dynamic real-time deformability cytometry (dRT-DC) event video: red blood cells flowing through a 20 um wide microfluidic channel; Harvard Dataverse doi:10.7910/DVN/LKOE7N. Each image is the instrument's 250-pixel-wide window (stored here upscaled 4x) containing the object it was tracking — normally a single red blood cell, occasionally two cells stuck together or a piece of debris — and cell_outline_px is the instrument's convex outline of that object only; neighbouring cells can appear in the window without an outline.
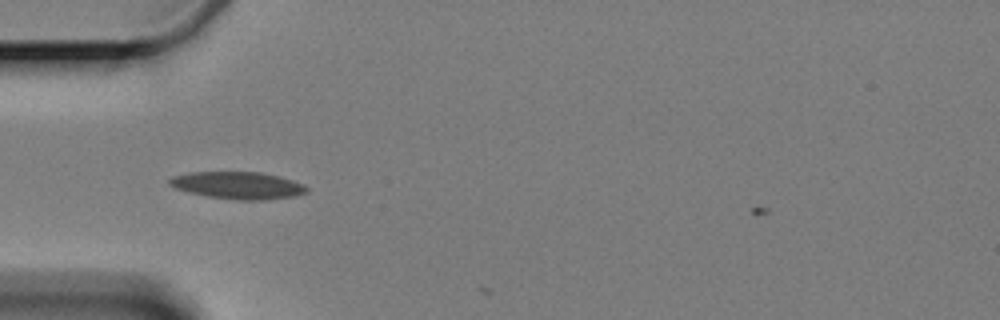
{"species": "Egyptian fruit bat (a non-hibernating species)", "species_latin": "Rousettus aegyptiacus", "temperature_condition": "cold", "stored_images_in_passage": 6, "camera_frame_rate_fps": 3000, "um_per_image_px": 0.085, "animal": {"sex": "female"}, "frame": {"image": 1, "passage_image": 2, "time_ms": 1.0, "image_size_px": [1000, 320], "cell_outline_px": [[308, 192], [296, 196], [268, 200], [236, 200], [208, 196], [188, 192], [172, 188], [168, 184], [168, 180], [172, 176], [188, 172], [260, 172], [280, 176], [304, 184], [308, 188]], "centroid_in_image_um": [20.22, 15.76], "position_along_channel_um": 64.8, "area_um2": 22.08}}
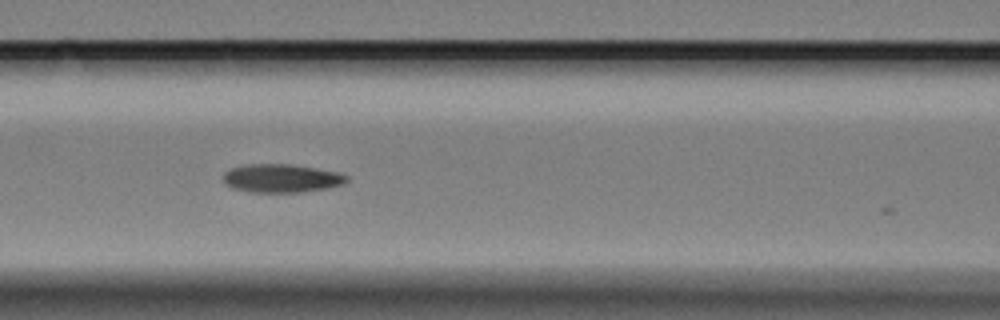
{"frame": {"image": 2, "passage_image": 4, "time_ms": 3.333, "image_size_px": [1000, 320], "cell_outline_px": [[348, 180], [344, 184], [328, 188], [304, 192], [248, 192], [232, 188], [224, 184], [224, 172], [232, 168], [252, 164], [288, 164], [336, 172], [348, 176]], "centroid_in_image_um": [23.91, 15.17], "position_along_channel_um": 142.7, "area_um2": 20.29}}
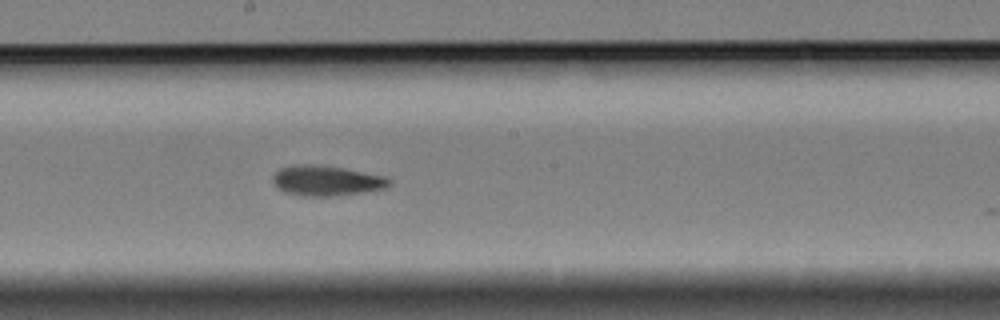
{"frame": {"image": 3, "passage_image": 6, "time_ms": 5.667, "image_size_px": [1000, 320], "cell_outline_px": [[392, 184], [384, 188], [364, 192], [332, 196], [300, 196], [284, 192], [276, 188], [272, 184], [272, 176], [280, 168], [304, 164], [344, 168], [388, 176], [392, 180]], "centroid_in_image_um": [27.76, 15.37], "position_along_channel_um": 220.4, "area_um2": 20.63}}